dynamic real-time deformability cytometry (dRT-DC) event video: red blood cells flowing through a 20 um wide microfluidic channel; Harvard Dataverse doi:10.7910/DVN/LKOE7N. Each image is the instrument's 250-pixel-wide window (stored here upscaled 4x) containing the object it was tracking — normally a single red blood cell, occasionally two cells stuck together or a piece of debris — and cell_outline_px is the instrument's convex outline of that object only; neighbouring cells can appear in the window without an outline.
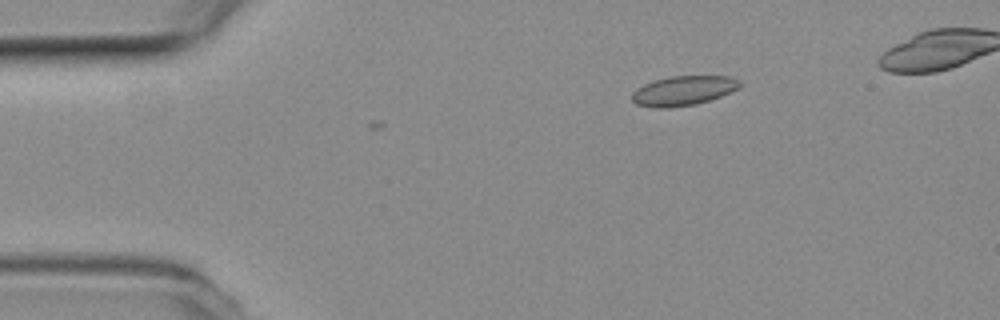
{"species": "common noctule bat (a hibernating species)", "species_latin": "Nyctalus noctula", "temperature_condition": "room temperature", "stored_images_in_passage": 2, "camera_frame_rate_fps": 3000, "um_per_image_px": 0.085, "animal": {"sex": "female", "body_mass_g": 19.3, "forearm_length_mm": 54.1}, "frame": {"image": 1, "passage_image": 1, "time_ms": 0.0, "image_size_px": [1000, 320], "cell_outline_px": [[740, 84], [736, 88], [720, 96], [696, 104], [668, 108], [656, 108], [636, 104], [632, 100], [632, 92], [636, 88], [644, 84], [656, 80], [672, 76], [728, 76], [740, 80]], "centroid_in_image_um": [58.03, 7.71], "position_along_channel_um": 27.0, "area_um2": 18.32}}